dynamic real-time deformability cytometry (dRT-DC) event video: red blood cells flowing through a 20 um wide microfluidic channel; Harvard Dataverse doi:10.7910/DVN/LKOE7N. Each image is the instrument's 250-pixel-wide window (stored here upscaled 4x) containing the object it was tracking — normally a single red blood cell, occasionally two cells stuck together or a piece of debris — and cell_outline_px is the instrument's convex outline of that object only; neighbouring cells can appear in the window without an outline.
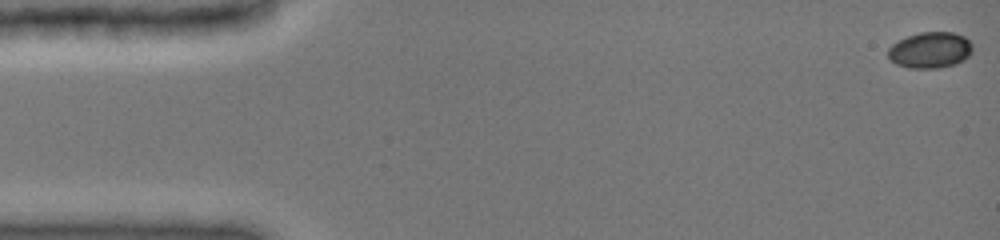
{"species": "common noctule bat (a hibernating species)", "species_latin": "Nyctalus noctula", "temperature_condition": "cold", "stored_images_in_passage": 48, "camera_frame_rate_fps": 3000, "um_per_image_px": 0.085, "animal": {"sex": "female", "body_mass_g": 19.0, "forearm_length_mm": 51.5}, "frame": {"image": 1, "passage_image": 1, "time_ms": 0.0, "image_size_px": [1000, 240], "cell_outline_px": [[972, 52], [964, 60], [956, 64], [936, 68], [908, 68], [896, 64], [888, 56], [888, 48], [892, 44], [908, 36], [920, 32], [952, 32], [964, 36], [972, 44]], "centroid_in_image_um": [79.08, 4.26], "position_along_channel_um": 5.9, "area_um2": 17.74}}
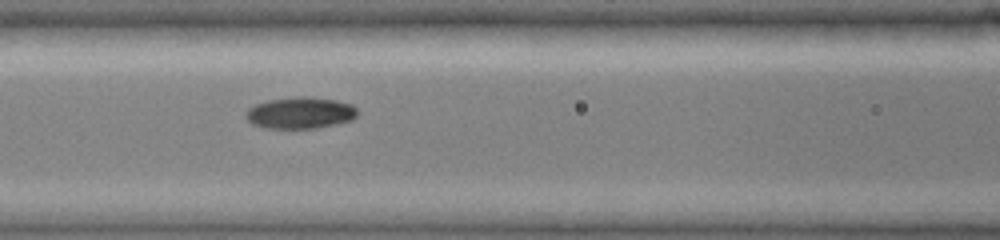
{"frame": {"image": 2, "passage_image": 21, "time_ms": 6.667, "image_size_px": [1000, 240], "cell_outline_px": [[356, 116], [352, 120], [336, 124], [316, 128], [260, 128], [252, 124], [244, 116], [244, 112], [248, 108], [256, 104], [268, 100], [296, 96], [304, 96], [336, 100], [352, 104], [356, 108]], "centroid_in_image_um": [25.48, 9.59], "position_along_channel_um": 141.1, "area_um2": 20.69}}
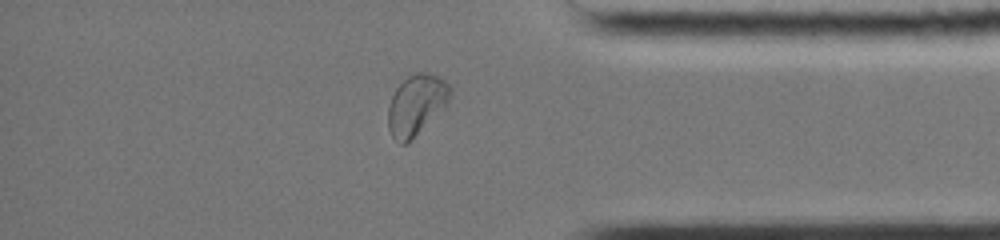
{"frame": {"image": 3, "passage_image": 41, "time_ms": 13.333, "image_size_px": [1000, 240], "cell_outline_px": [[452, 92], [448, 104], [408, 144], [400, 144], [392, 136], [388, 128], [388, 108], [392, 96], [396, 88], [408, 76], [416, 72], [428, 72], [440, 76], [452, 88]], "centroid_in_image_um": [35.41, 8.91], "position_along_channel_um": 399.8, "area_um2": 22.14}, "authors_computed_cell_mechanics": {"area_um2": 19.4497, "velocity_mm_per_s": 3.9786, "shape_relaxation_time_tau1_ms": 2.6672, "shape_relaxation_time_tau2_ms": null, "deformation_change_tau1": 0.1225, "deformation_change_tau2": null}}